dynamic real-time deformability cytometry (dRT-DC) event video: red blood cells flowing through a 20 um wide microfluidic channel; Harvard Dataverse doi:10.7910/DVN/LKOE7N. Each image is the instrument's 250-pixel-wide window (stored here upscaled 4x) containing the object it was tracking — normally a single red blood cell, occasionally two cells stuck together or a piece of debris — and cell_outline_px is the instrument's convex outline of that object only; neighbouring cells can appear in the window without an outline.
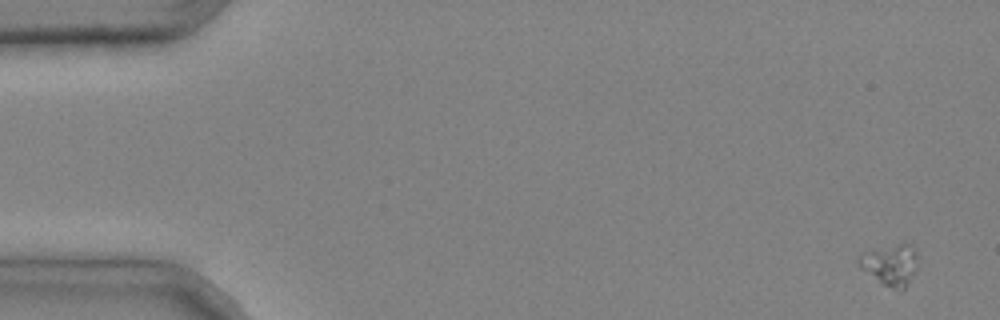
{"species": "common noctule bat (a hibernating species)", "species_latin": "Nyctalus noctula", "temperature_condition": "cold", "stored_images_in_passage": 3, "camera_frame_rate_fps": 3000, "um_per_image_px": 0.085, "animal": {"sex": "male", "body_mass_g": 20.4}, "frame": {"image": 1, "passage_image": 1, "time_ms": 0.0, "image_size_px": [1000, 320], "cell_outline_px": [[916, 256], [912, 272], [904, 288], [900, 292], [884, 284], [860, 268], [856, 260], [856, 256], [860, 252], [896, 244], [912, 244], [916, 248]], "centroid_in_image_um": [75.6, 22.46], "position_along_channel_um": 9.4, "area_um2": 13.81}}